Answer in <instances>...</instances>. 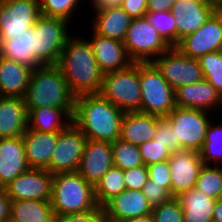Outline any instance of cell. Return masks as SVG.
I'll return each instance as SVG.
<instances>
[{
    "mask_svg": "<svg viewBox=\"0 0 222 222\" xmlns=\"http://www.w3.org/2000/svg\"><path fill=\"white\" fill-rule=\"evenodd\" d=\"M113 166L112 143L87 139L77 172L95 186Z\"/></svg>",
    "mask_w": 222,
    "mask_h": 222,
    "instance_id": "cell-17",
    "label": "cell"
},
{
    "mask_svg": "<svg viewBox=\"0 0 222 222\" xmlns=\"http://www.w3.org/2000/svg\"><path fill=\"white\" fill-rule=\"evenodd\" d=\"M29 169L23 137L0 138V188Z\"/></svg>",
    "mask_w": 222,
    "mask_h": 222,
    "instance_id": "cell-19",
    "label": "cell"
},
{
    "mask_svg": "<svg viewBox=\"0 0 222 222\" xmlns=\"http://www.w3.org/2000/svg\"><path fill=\"white\" fill-rule=\"evenodd\" d=\"M218 10L222 11V0L217 1Z\"/></svg>",
    "mask_w": 222,
    "mask_h": 222,
    "instance_id": "cell-51",
    "label": "cell"
},
{
    "mask_svg": "<svg viewBox=\"0 0 222 222\" xmlns=\"http://www.w3.org/2000/svg\"><path fill=\"white\" fill-rule=\"evenodd\" d=\"M204 79L222 96V50L205 54L198 59Z\"/></svg>",
    "mask_w": 222,
    "mask_h": 222,
    "instance_id": "cell-36",
    "label": "cell"
},
{
    "mask_svg": "<svg viewBox=\"0 0 222 222\" xmlns=\"http://www.w3.org/2000/svg\"><path fill=\"white\" fill-rule=\"evenodd\" d=\"M144 165L168 161L172 152L161 142L153 139L138 146Z\"/></svg>",
    "mask_w": 222,
    "mask_h": 222,
    "instance_id": "cell-39",
    "label": "cell"
},
{
    "mask_svg": "<svg viewBox=\"0 0 222 222\" xmlns=\"http://www.w3.org/2000/svg\"><path fill=\"white\" fill-rule=\"evenodd\" d=\"M123 43L133 62H152L170 48L145 16L131 20Z\"/></svg>",
    "mask_w": 222,
    "mask_h": 222,
    "instance_id": "cell-7",
    "label": "cell"
},
{
    "mask_svg": "<svg viewBox=\"0 0 222 222\" xmlns=\"http://www.w3.org/2000/svg\"><path fill=\"white\" fill-rule=\"evenodd\" d=\"M153 140L161 142L171 152L181 150L179 141L175 140V134L171 123L165 117H162L158 122Z\"/></svg>",
    "mask_w": 222,
    "mask_h": 222,
    "instance_id": "cell-40",
    "label": "cell"
},
{
    "mask_svg": "<svg viewBox=\"0 0 222 222\" xmlns=\"http://www.w3.org/2000/svg\"><path fill=\"white\" fill-rule=\"evenodd\" d=\"M32 71L26 65L0 56V96L24 98Z\"/></svg>",
    "mask_w": 222,
    "mask_h": 222,
    "instance_id": "cell-25",
    "label": "cell"
},
{
    "mask_svg": "<svg viewBox=\"0 0 222 222\" xmlns=\"http://www.w3.org/2000/svg\"><path fill=\"white\" fill-rule=\"evenodd\" d=\"M53 174L46 169L30 168L18 175L5 190L11 201H51Z\"/></svg>",
    "mask_w": 222,
    "mask_h": 222,
    "instance_id": "cell-14",
    "label": "cell"
},
{
    "mask_svg": "<svg viewBox=\"0 0 222 222\" xmlns=\"http://www.w3.org/2000/svg\"><path fill=\"white\" fill-rule=\"evenodd\" d=\"M176 106L208 111L222 104V96L206 81L181 86L175 90Z\"/></svg>",
    "mask_w": 222,
    "mask_h": 222,
    "instance_id": "cell-23",
    "label": "cell"
},
{
    "mask_svg": "<svg viewBox=\"0 0 222 222\" xmlns=\"http://www.w3.org/2000/svg\"><path fill=\"white\" fill-rule=\"evenodd\" d=\"M54 218L50 201L17 200L10 203L9 222H53Z\"/></svg>",
    "mask_w": 222,
    "mask_h": 222,
    "instance_id": "cell-30",
    "label": "cell"
},
{
    "mask_svg": "<svg viewBox=\"0 0 222 222\" xmlns=\"http://www.w3.org/2000/svg\"><path fill=\"white\" fill-rule=\"evenodd\" d=\"M95 11L97 13L95 19H92V32L123 42L132 20L129 14L121 6Z\"/></svg>",
    "mask_w": 222,
    "mask_h": 222,
    "instance_id": "cell-27",
    "label": "cell"
},
{
    "mask_svg": "<svg viewBox=\"0 0 222 222\" xmlns=\"http://www.w3.org/2000/svg\"><path fill=\"white\" fill-rule=\"evenodd\" d=\"M204 165L201 167L195 188L214 199H222V167Z\"/></svg>",
    "mask_w": 222,
    "mask_h": 222,
    "instance_id": "cell-33",
    "label": "cell"
},
{
    "mask_svg": "<svg viewBox=\"0 0 222 222\" xmlns=\"http://www.w3.org/2000/svg\"><path fill=\"white\" fill-rule=\"evenodd\" d=\"M207 111L176 106L165 118L171 123L175 140L179 141L181 150L200 151L210 119Z\"/></svg>",
    "mask_w": 222,
    "mask_h": 222,
    "instance_id": "cell-8",
    "label": "cell"
},
{
    "mask_svg": "<svg viewBox=\"0 0 222 222\" xmlns=\"http://www.w3.org/2000/svg\"><path fill=\"white\" fill-rule=\"evenodd\" d=\"M0 56L32 69L45 65L35 53L34 27L30 28L26 33L20 34L16 39L1 41Z\"/></svg>",
    "mask_w": 222,
    "mask_h": 222,
    "instance_id": "cell-26",
    "label": "cell"
},
{
    "mask_svg": "<svg viewBox=\"0 0 222 222\" xmlns=\"http://www.w3.org/2000/svg\"><path fill=\"white\" fill-rule=\"evenodd\" d=\"M213 222H222V199L216 200Z\"/></svg>",
    "mask_w": 222,
    "mask_h": 222,
    "instance_id": "cell-49",
    "label": "cell"
},
{
    "mask_svg": "<svg viewBox=\"0 0 222 222\" xmlns=\"http://www.w3.org/2000/svg\"><path fill=\"white\" fill-rule=\"evenodd\" d=\"M141 113L167 116L175 107V90L153 62H139Z\"/></svg>",
    "mask_w": 222,
    "mask_h": 222,
    "instance_id": "cell-6",
    "label": "cell"
},
{
    "mask_svg": "<svg viewBox=\"0 0 222 222\" xmlns=\"http://www.w3.org/2000/svg\"><path fill=\"white\" fill-rule=\"evenodd\" d=\"M99 93L124 113L141 112L139 62H133L121 70L104 73Z\"/></svg>",
    "mask_w": 222,
    "mask_h": 222,
    "instance_id": "cell-5",
    "label": "cell"
},
{
    "mask_svg": "<svg viewBox=\"0 0 222 222\" xmlns=\"http://www.w3.org/2000/svg\"><path fill=\"white\" fill-rule=\"evenodd\" d=\"M162 117L141 112H125L121 121L120 138L139 146L153 139Z\"/></svg>",
    "mask_w": 222,
    "mask_h": 222,
    "instance_id": "cell-24",
    "label": "cell"
},
{
    "mask_svg": "<svg viewBox=\"0 0 222 222\" xmlns=\"http://www.w3.org/2000/svg\"><path fill=\"white\" fill-rule=\"evenodd\" d=\"M53 222H105V220L102 207H98L95 210L55 216Z\"/></svg>",
    "mask_w": 222,
    "mask_h": 222,
    "instance_id": "cell-44",
    "label": "cell"
},
{
    "mask_svg": "<svg viewBox=\"0 0 222 222\" xmlns=\"http://www.w3.org/2000/svg\"><path fill=\"white\" fill-rule=\"evenodd\" d=\"M119 222H154V218H153L152 213H150V214L142 215L139 217L125 219Z\"/></svg>",
    "mask_w": 222,
    "mask_h": 222,
    "instance_id": "cell-50",
    "label": "cell"
},
{
    "mask_svg": "<svg viewBox=\"0 0 222 222\" xmlns=\"http://www.w3.org/2000/svg\"><path fill=\"white\" fill-rule=\"evenodd\" d=\"M28 128V111L22 97L0 96V138L23 136Z\"/></svg>",
    "mask_w": 222,
    "mask_h": 222,
    "instance_id": "cell-22",
    "label": "cell"
},
{
    "mask_svg": "<svg viewBox=\"0 0 222 222\" xmlns=\"http://www.w3.org/2000/svg\"><path fill=\"white\" fill-rule=\"evenodd\" d=\"M126 189L123 170L115 166L94 186L95 199L99 207H103L114 196Z\"/></svg>",
    "mask_w": 222,
    "mask_h": 222,
    "instance_id": "cell-31",
    "label": "cell"
},
{
    "mask_svg": "<svg viewBox=\"0 0 222 222\" xmlns=\"http://www.w3.org/2000/svg\"><path fill=\"white\" fill-rule=\"evenodd\" d=\"M22 137L28 166L50 172V160L57 144L58 133L39 132L27 128Z\"/></svg>",
    "mask_w": 222,
    "mask_h": 222,
    "instance_id": "cell-21",
    "label": "cell"
},
{
    "mask_svg": "<svg viewBox=\"0 0 222 222\" xmlns=\"http://www.w3.org/2000/svg\"><path fill=\"white\" fill-rule=\"evenodd\" d=\"M148 0H122L121 7L132 19L141 18L146 15Z\"/></svg>",
    "mask_w": 222,
    "mask_h": 222,
    "instance_id": "cell-45",
    "label": "cell"
},
{
    "mask_svg": "<svg viewBox=\"0 0 222 222\" xmlns=\"http://www.w3.org/2000/svg\"><path fill=\"white\" fill-rule=\"evenodd\" d=\"M86 140L87 138L73 122L60 131L50 160V173L77 172Z\"/></svg>",
    "mask_w": 222,
    "mask_h": 222,
    "instance_id": "cell-12",
    "label": "cell"
},
{
    "mask_svg": "<svg viewBox=\"0 0 222 222\" xmlns=\"http://www.w3.org/2000/svg\"><path fill=\"white\" fill-rule=\"evenodd\" d=\"M88 42L103 73L121 70L133 63L126 52L124 43L119 40L110 39L93 32L92 38Z\"/></svg>",
    "mask_w": 222,
    "mask_h": 222,
    "instance_id": "cell-20",
    "label": "cell"
},
{
    "mask_svg": "<svg viewBox=\"0 0 222 222\" xmlns=\"http://www.w3.org/2000/svg\"><path fill=\"white\" fill-rule=\"evenodd\" d=\"M91 3L95 10H106L119 7L122 3V0H92Z\"/></svg>",
    "mask_w": 222,
    "mask_h": 222,
    "instance_id": "cell-48",
    "label": "cell"
},
{
    "mask_svg": "<svg viewBox=\"0 0 222 222\" xmlns=\"http://www.w3.org/2000/svg\"><path fill=\"white\" fill-rule=\"evenodd\" d=\"M124 183L128 190H142L148 180V168L146 165L123 170Z\"/></svg>",
    "mask_w": 222,
    "mask_h": 222,
    "instance_id": "cell-42",
    "label": "cell"
},
{
    "mask_svg": "<svg viewBox=\"0 0 222 222\" xmlns=\"http://www.w3.org/2000/svg\"><path fill=\"white\" fill-rule=\"evenodd\" d=\"M168 163L171 171V195L173 197H177L195 187L199 171L203 166L198 151L177 150L172 152Z\"/></svg>",
    "mask_w": 222,
    "mask_h": 222,
    "instance_id": "cell-16",
    "label": "cell"
},
{
    "mask_svg": "<svg viewBox=\"0 0 222 222\" xmlns=\"http://www.w3.org/2000/svg\"><path fill=\"white\" fill-rule=\"evenodd\" d=\"M217 9V0L176 1L171 8L176 20V46L201 28Z\"/></svg>",
    "mask_w": 222,
    "mask_h": 222,
    "instance_id": "cell-15",
    "label": "cell"
},
{
    "mask_svg": "<svg viewBox=\"0 0 222 222\" xmlns=\"http://www.w3.org/2000/svg\"><path fill=\"white\" fill-rule=\"evenodd\" d=\"M148 179L166 188L171 193L170 166L168 161L153 163L147 166Z\"/></svg>",
    "mask_w": 222,
    "mask_h": 222,
    "instance_id": "cell-41",
    "label": "cell"
},
{
    "mask_svg": "<svg viewBox=\"0 0 222 222\" xmlns=\"http://www.w3.org/2000/svg\"><path fill=\"white\" fill-rule=\"evenodd\" d=\"M11 200L5 188H0V222H9Z\"/></svg>",
    "mask_w": 222,
    "mask_h": 222,
    "instance_id": "cell-46",
    "label": "cell"
},
{
    "mask_svg": "<svg viewBox=\"0 0 222 222\" xmlns=\"http://www.w3.org/2000/svg\"><path fill=\"white\" fill-rule=\"evenodd\" d=\"M51 205L55 216L95 210L94 186L78 172L53 174Z\"/></svg>",
    "mask_w": 222,
    "mask_h": 222,
    "instance_id": "cell-4",
    "label": "cell"
},
{
    "mask_svg": "<svg viewBox=\"0 0 222 222\" xmlns=\"http://www.w3.org/2000/svg\"><path fill=\"white\" fill-rule=\"evenodd\" d=\"M75 95L99 93L104 73L100 70L90 43L68 38L56 64Z\"/></svg>",
    "mask_w": 222,
    "mask_h": 222,
    "instance_id": "cell-2",
    "label": "cell"
},
{
    "mask_svg": "<svg viewBox=\"0 0 222 222\" xmlns=\"http://www.w3.org/2000/svg\"><path fill=\"white\" fill-rule=\"evenodd\" d=\"M79 1L80 0H39L40 14L49 17H58L68 21Z\"/></svg>",
    "mask_w": 222,
    "mask_h": 222,
    "instance_id": "cell-37",
    "label": "cell"
},
{
    "mask_svg": "<svg viewBox=\"0 0 222 222\" xmlns=\"http://www.w3.org/2000/svg\"><path fill=\"white\" fill-rule=\"evenodd\" d=\"M75 97L55 64L33 69L24 100L27 109L74 108Z\"/></svg>",
    "mask_w": 222,
    "mask_h": 222,
    "instance_id": "cell-3",
    "label": "cell"
},
{
    "mask_svg": "<svg viewBox=\"0 0 222 222\" xmlns=\"http://www.w3.org/2000/svg\"><path fill=\"white\" fill-rule=\"evenodd\" d=\"M152 62L174 90L204 80L198 60L185 56L176 47H170Z\"/></svg>",
    "mask_w": 222,
    "mask_h": 222,
    "instance_id": "cell-11",
    "label": "cell"
},
{
    "mask_svg": "<svg viewBox=\"0 0 222 222\" xmlns=\"http://www.w3.org/2000/svg\"><path fill=\"white\" fill-rule=\"evenodd\" d=\"M145 17L170 47H176V20L171 11H147Z\"/></svg>",
    "mask_w": 222,
    "mask_h": 222,
    "instance_id": "cell-35",
    "label": "cell"
},
{
    "mask_svg": "<svg viewBox=\"0 0 222 222\" xmlns=\"http://www.w3.org/2000/svg\"><path fill=\"white\" fill-rule=\"evenodd\" d=\"M28 128L39 132L59 133L72 123L74 108H35L27 109ZM66 122L61 121L63 118ZM64 123V124H63Z\"/></svg>",
    "mask_w": 222,
    "mask_h": 222,
    "instance_id": "cell-29",
    "label": "cell"
},
{
    "mask_svg": "<svg viewBox=\"0 0 222 222\" xmlns=\"http://www.w3.org/2000/svg\"><path fill=\"white\" fill-rule=\"evenodd\" d=\"M177 0H148L147 11H171Z\"/></svg>",
    "mask_w": 222,
    "mask_h": 222,
    "instance_id": "cell-47",
    "label": "cell"
},
{
    "mask_svg": "<svg viewBox=\"0 0 222 222\" xmlns=\"http://www.w3.org/2000/svg\"><path fill=\"white\" fill-rule=\"evenodd\" d=\"M68 21L58 17L40 15L34 23L35 53L45 65L58 63L67 42Z\"/></svg>",
    "mask_w": 222,
    "mask_h": 222,
    "instance_id": "cell-9",
    "label": "cell"
},
{
    "mask_svg": "<svg viewBox=\"0 0 222 222\" xmlns=\"http://www.w3.org/2000/svg\"><path fill=\"white\" fill-rule=\"evenodd\" d=\"M114 166L122 170L144 165L138 146L118 138L112 142Z\"/></svg>",
    "mask_w": 222,
    "mask_h": 222,
    "instance_id": "cell-32",
    "label": "cell"
},
{
    "mask_svg": "<svg viewBox=\"0 0 222 222\" xmlns=\"http://www.w3.org/2000/svg\"><path fill=\"white\" fill-rule=\"evenodd\" d=\"M212 124L209 123L204 144L199 151L204 165H210V161L222 164V125Z\"/></svg>",
    "mask_w": 222,
    "mask_h": 222,
    "instance_id": "cell-34",
    "label": "cell"
},
{
    "mask_svg": "<svg viewBox=\"0 0 222 222\" xmlns=\"http://www.w3.org/2000/svg\"><path fill=\"white\" fill-rule=\"evenodd\" d=\"M154 222H183V209L176 197L153 207Z\"/></svg>",
    "mask_w": 222,
    "mask_h": 222,
    "instance_id": "cell-38",
    "label": "cell"
},
{
    "mask_svg": "<svg viewBox=\"0 0 222 222\" xmlns=\"http://www.w3.org/2000/svg\"><path fill=\"white\" fill-rule=\"evenodd\" d=\"M102 209L105 222H119L150 214L153 208L142 190L125 189L110 199Z\"/></svg>",
    "mask_w": 222,
    "mask_h": 222,
    "instance_id": "cell-18",
    "label": "cell"
},
{
    "mask_svg": "<svg viewBox=\"0 0 222 222\" xmlns=\"http://www.w3.org/2000/svg\"><path fill=\"white\" fill-rule=\"evenodd\" d=\"M185 56L199 57L222 50V11L216 10L201 28L185 36L176 46Z\"/></svg>",
    "mask_w": 222,
    "mask_h": 222,
    "instance_id": "cell-13",
    "label": "cell"
},
{
    "mask_svg": "<svg viewBox=\"0 0 222 222\" xmlns=\"http://www.w3.org/2000/svg\"><path fill=\"white\" fill-rule=\"evenodd\" d=\"M176 198L183 209V222H213L216 199L195 187Z\"/></svg>",
    "mask_w": 222,
    "mask_h": 222,
    "instance_id": "cell-28",
    "label": "cell"
},
{
    "mask_svg": "<svg viewBox=\"0 0 222 222\" xmlns=\"http://www.w3.org/2000/svg\"><path fill=\"white\" fill-rule=\"evenodd\" d=\"M40 15L39 0H0V42L26 33Z\"/></svg>",
    "mask_w": 222,
    "mask_h": 222,
    "instance_id": "cell-10",
    "label": "cell"
},
{
    "mask_svg": "<svg viewBox=\"0 0 222 222\" xmlns=\"http://www.w3.org/2000/svg\"><path fill=\"white\" fill-rule=\"evenodd\" d=\"M142 192L146 196L152 208L168 201L173 197L166 188L155 184L150 179H148L146 184L143 186Z\"/></svg>",
    "mask_w": 222,
    "mask_h": 222,
    "instance_id": "cell-43",
    "label": "cell"
},
{
    "mask_svg": "<svg viewBox=\"0 0 222 222\" xmlns=\"http://www.w3.org/2000/svg\"><path fill=\"white\" fill-rule=\"evenodd\" d=\"M124 112L100 93L75 97L72 122L90 140L114 142L120 138Z\"/></svg>",
    "mask_w": 222,
    "mask_h": 222,
    "instance_id": "cell-1",
    "label": "cell"
}]
</instances>
